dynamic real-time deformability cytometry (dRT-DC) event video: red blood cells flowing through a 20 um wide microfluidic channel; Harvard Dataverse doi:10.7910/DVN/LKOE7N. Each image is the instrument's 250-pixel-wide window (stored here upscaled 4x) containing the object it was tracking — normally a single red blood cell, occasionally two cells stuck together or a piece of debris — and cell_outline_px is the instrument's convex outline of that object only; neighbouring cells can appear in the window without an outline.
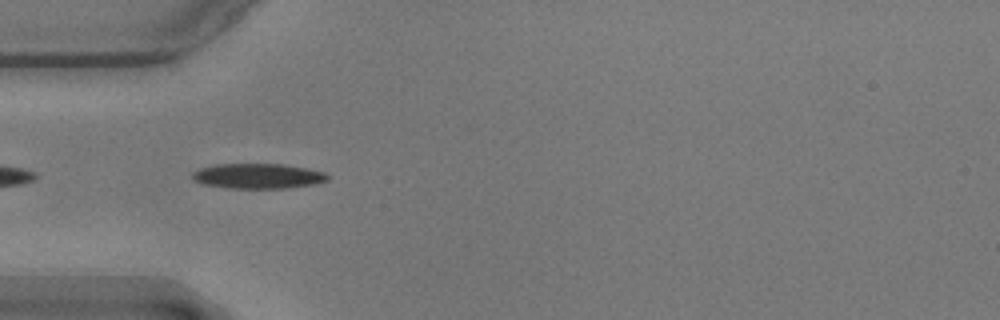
{"species": "common noctule bat (a hibernating species)", "species_latin": "Nyctalus noctula", "temperature_condition": "warm", "stored_images_in_passage": 38, "camera_frame_rate_fps": 3000, "um_per_image_px": 0.085, "animal": {"sex": "male", "body_mass_g": 17.9}, "frame": {"image": 1, "passage_image": 4, "time_ms": 1.0, "image_size_px": [1000, 320], "cell_outline_px": [[328, 180], [316, 184], [288, 188], [232, 188], [204, 184], [196, 180], [192, 176], [192, 172], [200, 168], [216, 164], [284, 164], [308, 168], [324, 172], [328, 176]], "centroid_in_image_um": [21.97, 14.96], "position_along_channel_um": 63.0, "area_um2": 19.71}}
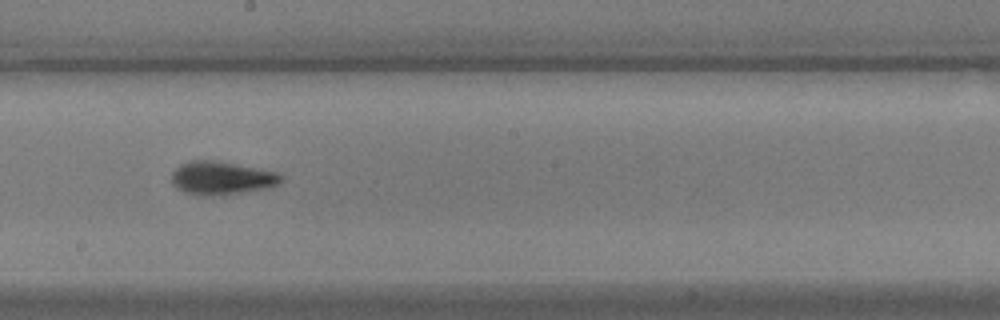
{"frame": {"image": 2, "passage_image": 18, "time_ms": 5.667, "image_size_px": [1000, 320], "cell_outline_px": [[280, 180], [276, 184], [264, 188], [220, 196], [204, 196], [184, 192], [172, 184], [172, 172], [180, 164], [192, 160], [212, 160], [276, 172], [280, 176]], "centroid_in_image_um": [18.74, 15.14], "position_along_channel_um": 229.5, "area_um2": 20.75}}
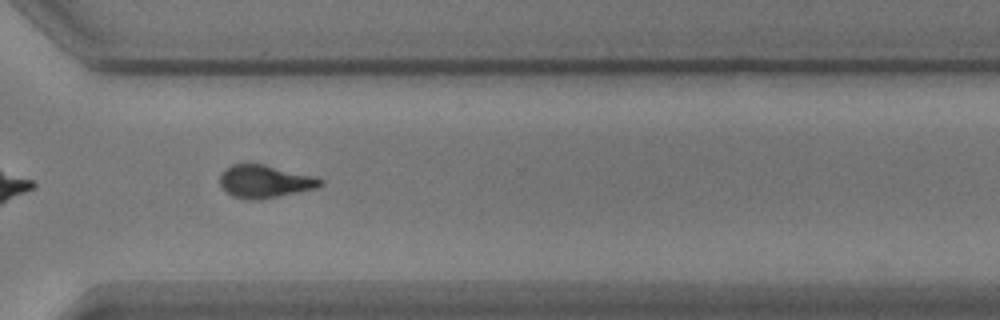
{"frame": {"image": 3, "passage_image": 28, "time_ms": 9.0, "image_size_px": [1000, 320], "cell_outline_px": [[324, 184], [316, 188], [260, 200], [248, 200], [232, 196], [220, 184], [220, 172], [224, 168], [232, 164], [264, 164], [316, 176], [324, 180]], "centroid_in_image_um": [22.52, 15.42], "position_along_channel_um": 348.1, "area_um2": 19.36}, "authors_computed_cell_mechanics": {"area_um2": 19.363, "velocity_mm_per_s": 3.5674, "shape_relaxation_time_tau1_ms": 2.6205, "shape_relaxation_time_tau2_ms": 1.5956, "deformation_change_tau1": 0.1499, "deformation_change_tau2": 0.0875}}